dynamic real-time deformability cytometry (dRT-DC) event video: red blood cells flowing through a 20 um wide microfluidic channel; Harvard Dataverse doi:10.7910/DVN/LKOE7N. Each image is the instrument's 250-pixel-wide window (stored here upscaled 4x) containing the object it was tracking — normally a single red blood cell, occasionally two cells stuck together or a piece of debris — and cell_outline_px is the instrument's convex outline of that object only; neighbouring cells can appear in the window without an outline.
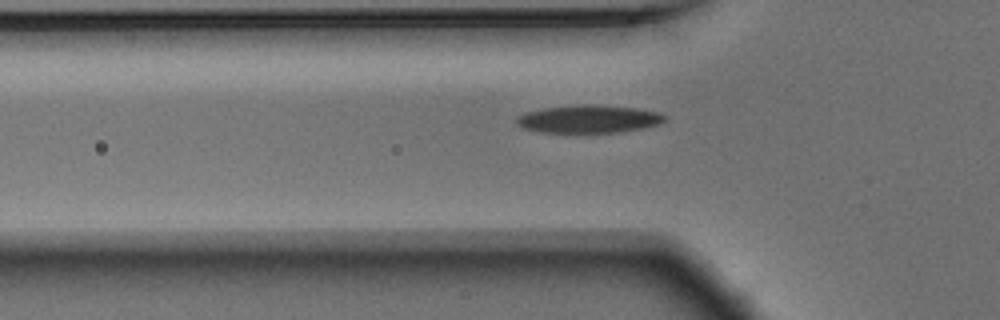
{"species": "Egyptian fruit bat (a non-hibernating species)", "species_latin": "Rousettus aegyptiacus", "temperature_condition": "warm", "stored_images_in_passage": 31, "camera_frame_rate_fps": 3000, "um_per_image_px": 0.085, "animal": {"sex": "male"}, "frame": {"image": 1, "passage_image": 4, "time_ms": 1.0, "image_size_px": [1000, 320], "cell_outline_px": [[668, 120], [660, 124], [644, 128], [620, 132], [584, 136], [540, 132], [524, 128], [516, 124], [516, 116], [524, 112], [544, 108], [580, 104], [588, 104], [636, 108], [660, 112]], "centroid_in_image_um": [50.02, 10.17], "position_along_channel_um": 75.8, "area_um2": 25.32}}
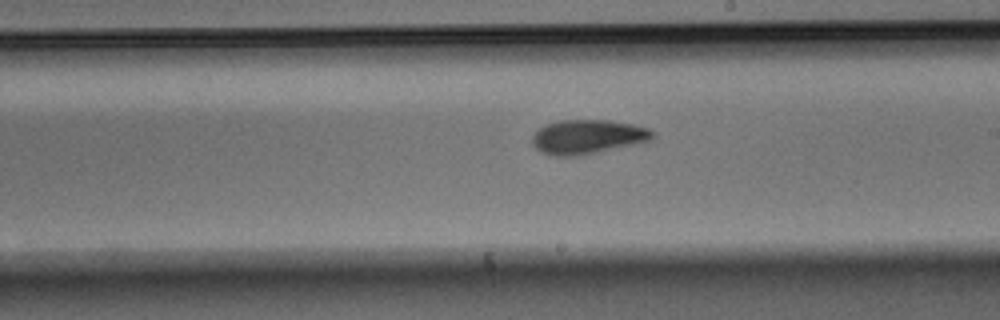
{"frame": {"image": 2, "passage_image": 17, "time_ms": 5.333, "image_size_px": [1000, 320], "cell_outline_px": [[656, 136], [648, 140], [636, 144], [580, 156], [552, 156], [536, 148], [532, 144], [532, 136], [544, 124], [556, 120], [608, 120], [632, 124], [648, 128]], "centroid_in_image_um": [49.92, 11.63], "position_along_channel_um": 239.1, "area_um2": 24.04}}
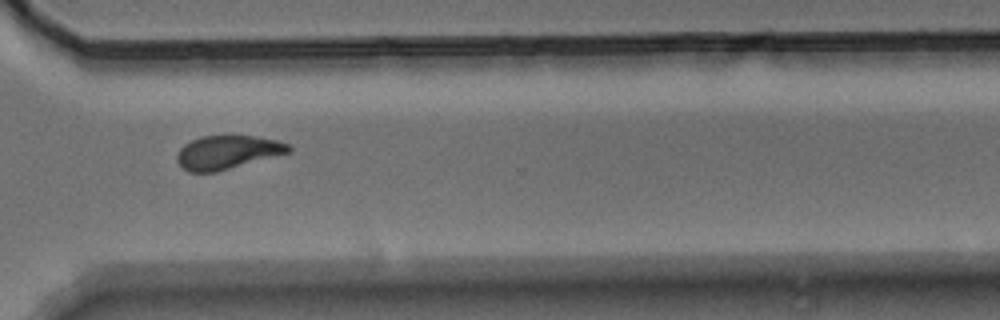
{"frame": {"image": 3, "passage_image": 26, "time_ms": 8.333, "image_size_px": [1000, 320], "cell_outline_px": [[292, 148], [288, 152], [216, 172], [188, 172], [176, 160], [176, 156], [180, 148], [184, 144], [200, 136], [256, 136], [276, 140], [288, 144]], "centroid_in_image_um": [19.28, 12.94], "position_along_channel_um": 351.3, "area_um2": 21.5}, "authors_computed_cell_mechanics": {"area_um2": 23.4668, "velocity_mm_per_s": 3.7458, "shape_relaxation_time_tau1_ms": 3.394, "shape_relaxation_time_tau2_ms": 3.2743, "deformation_change_tau1": 0.1327, "deformation_change_tau2": 0.0976}}